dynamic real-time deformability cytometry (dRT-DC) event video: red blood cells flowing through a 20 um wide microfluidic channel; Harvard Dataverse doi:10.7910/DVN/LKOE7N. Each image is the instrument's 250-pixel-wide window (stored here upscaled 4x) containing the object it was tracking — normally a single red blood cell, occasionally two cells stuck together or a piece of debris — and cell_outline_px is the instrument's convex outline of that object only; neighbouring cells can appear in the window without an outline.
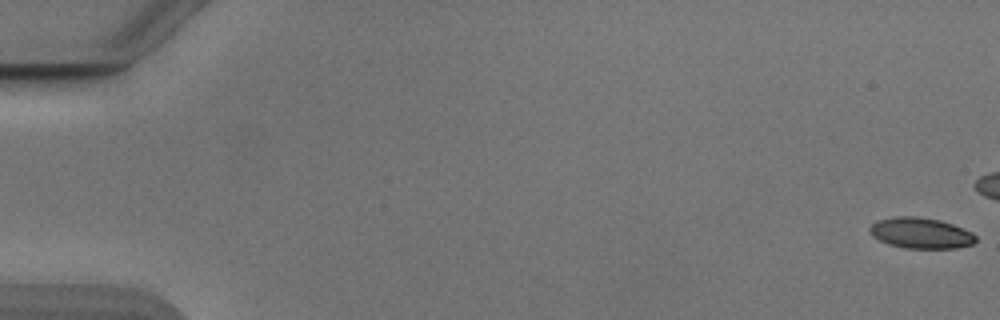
{"species": "Egyptian fruit bat (a non-hibernating species)", "species_latin": "Rousettus aegyptiacus", "temperature_condition": "cold", "stored_images_in_passage": 44, "camera_frame_rate_fps": 3000, "um_per_image_px": 0.085, "animal": {"sex": "male"}, "frame": {"image": 1, "passage_image": 1, "time_ms": 0.0, "image_size_px": [1000, 320], "cell_outline_px": [[976, 240], [972, 244], [956, 248], [904, 248], [888, 244], [872, 236], [868, 232], [868, 228], [876, 220], [896, 216], [916, 216], [940, 220], [952, 224], [972, 232], [976, 236]], "centroid_in_image_um": [78.23, 19.8], "position_along_channel_um": 6.8, "area_um2": 19.13}}
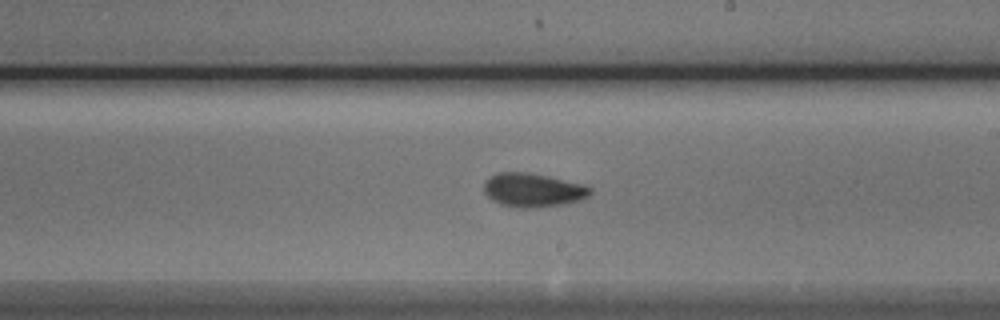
{"frame": {"image": 2, "passage_image": 32, "time_ms": 10.333, "image_size_px": [1000, 320], "cell_outline_px": [[592, 192], [588, 196], [580, 200], [564, 204], [536, 208], [516, 208], [500, 204], [492, 200], [484, 192], [484, 184], [496, 172], [528, 172], [588, 184], [592, 188]], "centroid_in_image_um": [45.35, 16.16], "position_along_channel_um": 243.6, "area_um2": 21.21}}
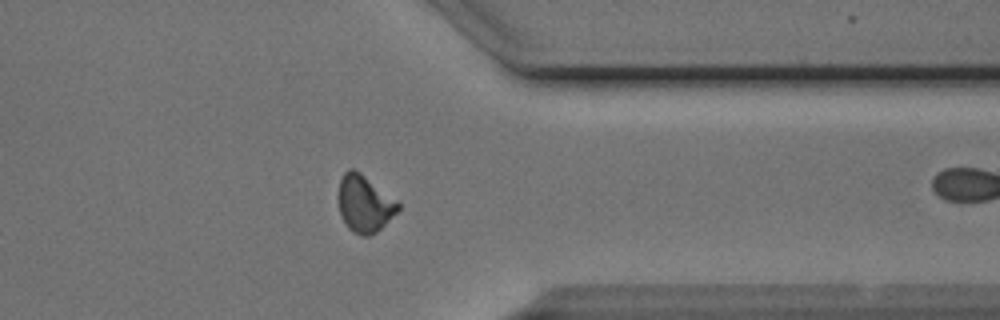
{"frame": {"image": 3, "passage_image": 43, "time_ms": 14.0, "image_size_px": [1000, 320], "cell_outline_px": [[400, 208], [376, 232], [368, 236], [360, 236], [352, 232], [348, 228], [340, 216], [340, 180], [344, 172], [348, 168], [352, 168], [360, 172], [396, 200], [400, 204]], "centroid_in_image_um": [30.97, 17.32], "position_along_channel_um": 380.4, "area_um2": 19.42}}